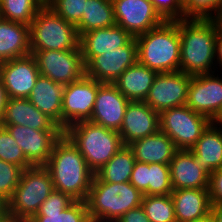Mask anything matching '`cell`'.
<instances>
[{"mask_svg":"<svg viewBox=\"0 0 222 222\" xmlns=\"http://www.w3.org/2000/svg\"><path fill=\"white\" fill-rule=\"evenodd\" d=\"M44 167L51 175L55 190L70 195L74 200L86 201L94 173L64 133L55 142Z\"/></svg>","mask_w":222,"mask_h":222,"instance_id":"obj_1","label":"cell"},{"mask_svg":"<svg viewBox=\"0 0 222 222\" xmlns=\"http://www.w3.org/2000/svg\"><path fill=\"white\" fill-rule=\"evenodd\" d=\"M178 31L181 39L180 71L191 76L219 72L215 69L218 30L214 22L186 18L178 21Z\"/></svg>","mask_w":222,"mask_h":222,"instance_id":"obj_2","label":"cell"},{"mask_svg":"<svg viewBox=\"0 0 222 222\" xmlns=\"http://www.w3.org/2000/svg\"><path fill=\"white\" fill-rule=\"evenodd\" d=\"M138 62L157 73L180 71L181 39L178 21H164L136 37Z\"/></svg>","mask_w":222,"mask_h":222,"instance_id":"obj_3","label":"cell"},{"mask_svg":"<svg viewBox=\"0 0 222 222\" xmlns=\"http://www.w3.org/2000/svg\"><path fill=\"white\" fill-rule=\"evenodd\" d=\"M144 194L130 182L109 183L95 174L86 199L92 222H116L123 214L141 206Z\"/></svg>","mask_w":222,"mask_h":222,"instance_id":"obj_4","label":"cell"},{"mask_svg":"<svg viewBox=\"0 0 222 222\" xmlns=\"http://www.w3.org/2000/svg\"><path fill=\"white\" fill-rule=\"evenodd\" d=\"M64 134L78 148L94 174L124 146L117 131L91 121L70 125Z\"/></svg>","mask_w":222,"mask_h":222,"instance_id":"obj_5","label":"cell"},{"mask_svg":"<svg viewBox=\"0 0 222 222\" xmlns=\"http://www.w3.org/2000/svg\"><path fill=\"white\" fill-rule=\"evenodd\" d=\"M30 50H75L80 37L76 26L44 4L29 25Z\"/></svg>","mask_w":222,"mask_h":222,"instance_id":"obj_6","label":"cell"},{"mask_svg":"<svg viewBox=\"0 0 222 222\" xmlns=\"http://www.w3.org/2000/svg\"><path fill=\"white\" fill-rule=\"evenodd\" d=\"M53 190L51 175L44 166L24 169L19 185L6 202V212L12 217H34Z\"/></svg>","mask_w":222,"mask_h":222,"instance_id":"obj_7","label":"cell"},{"mask_svg":"<svg viewBox=\"0 0 222 222\" xmlns=\"http://www.w3.org/2000/svg\"><path fill=\"white\" fill-rule=\"evenodd\" d=\"M159 122L178 150H190L212 121L184 105L160 112Z\"/></svg>","mask_w":222,"mask_h":222,"instance_id":"obj_8","label":"cell"},{"mask_svg":"<svg viewBox=\"0 0 222 222\" xmlns=\"http://www.w3.org/2000/svg\"><path fill=\"white\" fill-rule=\"evenodd\" d=\"M39 73L56 83L68 85L85 75L80 46L75 50L31 51Z\"/></svg>","mask_w":222,"mask_h":222,"instance_id":"obj_9","label":"cell"},{"mask_svg":"<svg viewBox=\"0 0 222 222\" xmlns=\"http://www.w3.org/2000/svg\"><path fill=\"white\" fill-rule=\"evenodd\" d=\"M99 82L84 75L65 86L62 100V130L81 121H89L98 93Z\"/></svg>","mask_w":222,"mask_h":222,"instance_id":"obj_10","label":"cell"},{"mask_svg":"<svg viewBox=\"0 0 222 222\" xmlns=\"http://www.w3.org/2000/svg\"><path fill=\"white\" fill-rule=\"evenodd\" d=\"M191 77L181 71L158 73L144 102L158 113L186 105Z\"/></svg>","mask_w":222,"mask_h":222,"instance_id":"obj_11","label":"cell"},{"mask_svg":"<svg viewBox=\"0 0 222 222\" xmlns=\"http://www.w3.org/2000/svg\"><path fill=\"white\" fill-rule=\"evenodd\" d=\"M112 4L116 24L134 38L164 22L150 0H112Z\"/></svg>","mask_w":222,"mask_h":222,"instance_id":"obj_12","label":"cell"},{"mask_svg":"<svg viewBox=\"0 0 222 222\" xmlns=\"http://www.w3.org/2000/svg\"><path fill=\"white\" fill-rule=\"evenodd\" d=\"M138 61L136 38L126 45L94 56L85 65V75L100 83H114L130 66Z\"/></svg>","mask_w":222,"mask_h":222,"instance_id":"obj_13","label":"cell"},{"mask_svg":"<svg viewBox=\"0 0 222 222\" xmlns=\"http://www.w3.org/2000/svg\"><path fill=\"white\" fill-rule=\"evenodd\" d=\"M186 106L213 121L222 110V76L218 72L192 76Z\"/></svg>","mask_w":222,"mask_h":222,"instance_id":"obj_14","label":"cell"},{"mask_svg":"<svg viewBox=\"0 0 222 222\" xmlns=\"http://www.w3.org/2000/svg\"><path fill=\"white\" fill-rule=\"evenodd\" d=\"M0 126L9 131L33 166H44L47 163L55 142L64 133L63 130H36L23 125Z\"/></svg>","mask_w":222,"mask_h":222,"instance_id":"obj_15","label":"cell"},{"mask_svg":"<svg viewBox=\"0 0 222 222\" xmlns=\"http://www.w3.org/2000/svg\"><path fill=\"white\" fill-rule=\"evenodd\" d=\"M39 75L31 54L0 63V78L10 98H28Z\"/></svg>","mask_w":222,"mask_h":222,"instance_id":"obj_16","label":"cell"},{"mask_svg":"<svg viewBox=\"0 0 222 222\" xmlns=\"http://www.w3.org/2000/svg\"><path fill=\"white\" fill-rule=\"evenodd\" d=\"M130 101L113 83H100L89 121L119 132Z\"/></svg>","mask_w":222,"mask_h":222,"instance_id":"obj_17","label":"cell"},{"mask_svg":"<svg viewBox=\"0 0 222 222\" xmlns=\"http://www.w3.org/2000/svg\"><path fill=\"white\" fill-rule=\"evenodd\" d=\"M33 218L36 222H92L86 201L74 200L70 195L55 189Z\"/></svg>","mask_w":222,"mask_h":222,"instance_id":"obj_18","label":"cell"},{"mask_svg":"<svg viewBox=\"0 0 222 222\" xmlns=\"http://www.w3.org/2000/svg\"><path fill=\"white\" fill-rule=\"evenodd\" d=\"M160 130L159 113L144 101H130L118 132L124 146L157 133Z\"/></svg>","mask_w":222,"mask_h":222,"instance_id":"obj_19","label":"cell"},{"mask_svg":"<svg viewBox=\"0 0 222 222\" xmlns=\"http://www.w3.org/2000/svg\"><path fill=\"white\" fill-rule=\"evenodd\" d=\"M169 167L173 190L208 189L210 173L197 163L190 150H178L169 163Z\"/></svg>","mask_w":222,"mask_h":222,"instance_id":"obj_20","label":"cell"},{"mask_svg":"<svg viewBox=\"0 0 222 222\" xmlns=\"http://www.w3.org/2000/svg\"><path fill=\"white\" fill-rule=\"evenodd\" d=\"M133 37L119 25L94 29L80 36L79 46L86 65L94 56L126 45Z\"/></svg>","mask_w":222,"mask_h":222,"instance_id":"obj_21","label":"cell"},{"mask_svg":"<svg viewBox=\"0 0 222 222\" xmlns=\"http://www.w3.org/2000/svg\"><path fill=\"white\" fill-rule=\"evenodd\" d=\"M145 195H170L169 164L135 162L129 181Z\"/></svg>","mask_w":222,"mask_h":222,"instance_id":"obj_22","label":"cell"},{"mask_svg":"<svg viewBox=\"0 0 222 222\" xmlns=\"http://www.w3.org/2000/svg\"><path fill=\"white\" fill-rule=\"evenodd\" d=\"M65 85L39 75L28 100L62 129V100Z\"/></svg>","mask_w":222,"mask_h":222,"instance_id":"obj_23","label":"cell"},{"mask_svg":"<svg viewBox=\"0 0 222 222\" xmlns=\"http://www.w3.org/2000/svg\"><path fill=\"white\" fill-rule=\"evenodd\" d=\"M0 125H23L36 130H62L27 98H9Z\"/></svg>","mask_w":222,"mask_h":222,"instance_id":"obj_24","label":"cell"},{"mask_svg":"<svg viewBox=\"0 0 222 222\" xmlns=\"http://www.w3.org/2000/svg\"><path fill=\"white\" fill-rule=\"evenodd\" d=\"M170 195L177 222H193L211 212L208 189H176Z\"/></svg>","mask_w":222,"mask_h":222,"instance_id":"obj_25","label":"cell"},{"mask_svg":"<svg viewBox=\"0 0 222 222\" xmlns=\"http://www.w3.org/2000/svg\"><path fill=\"white\" fill-rule=\"evenodd\" d=\"M134 158L141 163L169 164L178 151L174 142L164 132L157 133L133 141L128 145Z\"/></svg>","mask_w":222,"mask_h":222,"instance_id":"obj_26","label":"cell"},{"mask_svg":"<svg viewBox=\"0 0 222 222\" xmlns=\"http://www.w3.org/2000/svg\"><path fill=\"white\" fill-rule=\"evenodd\" d=\"M31 54L29 26L0 20V63Z\"/></svg>","mask_w":222,"mask_h":222,"instance_id":"obj_27","label":"cell"},{"mask_svg":"<svg viewBox=\"0 0 222 222\" xmlns=\"http://www.w3.org/2000/svg\"><path fill=\"white\" fill-rule=\"evenodd\" d=\"M158 73L138 61L113 83L129 101H145Z\"/></svg>","mask_w":222,"mask_h":222,"instance_id":"obj_28","label":"cell"},{"mask_svg":"<svg viewBox=\"0 0 222 222\" xmlns=\"http://www.w3.org/2000/svg\"><path fill=\"white\" fill-rule=\"evenodd\" d=\"M190 151L210 174L222 168V128L211 122Z\"/></svg>","mask_w":222,"mask_h":222,"instance_id":"obj_29","label":"cell"},{"mask_svg":"<svg viewBox=\"0 0 222 222\" xmlns=\"http://www.w3.org/2000/svg\"><path fill=\"white\" fill-rule=\"evenodd\" d=\"M116 25L112 0H86L85 12L76 25L79 37L94 29Z\"/></svg>","mask_w":222,"mask_h":222,"instance_id":"obj_30","label":"cell"},{"mask_svg":"<svg viewBox=\"0 0 222 222\" xmlns=\"http://www.w3.org/2000/svg\"><path fill=\"white\" fill-rule=\"evenodd\" d=\"M135 162L133 151L123 146L95 175L103 182H129Z\"/></svg>","mask_w":222,"mask_h":222,"instance_id":"obj_31","label":"cell"},{"mask_svg":"<svg viewBox=\"0 0 222 222\" xmlns=\"http://www.w3.org/2000/svg\"><path fill=\"white\" fill-rule=\"evenodd\" d=\"M45 0H0L1 18L30 25Z\"/></svg>","mask_w":222,"mask_h":222,"instance_id":"obj_32","label":"cell"},{"mask_svg":"<svg viewBox=\"0 0 222 222\" xmlns=\"http://www.w3.org/2000/svg\"><path fill=\"white\" fill-rule=\"evenodd\" d=\"M141 206L150 222H177L171 195H145Z\"/></svg>","mask_w":222,"mask_h":222,"instance_id":"obj_33","label":"cell"},{"mask_svg":"<svg viewBox=\"0 0 222 222\" xmlns=\"http://www.w3.org/2000/svg\"><path fill=\"white\" fill-rule=\"evenodd\" d=\"M0 159L5 162L16 164L24 169L33 166L26 159L22 149L16 143L9 131L2 126H0Z\"/></svg>","mask_w":222,"mask_h":222,"instance_id":"obj_34","label":"cell"},{"mask_svg":"<svg viewBox=\"0 0 222 222\" xmlns=\"http://www.w3.org/2000/svg\"><path fill=\"white\" fill-rule=\"evenodd\" d=\"M23 167L0 159V198L7 202L19 185Z\"/></svg>","mask_w":222,"mask_h":222,"instance_id":"obj_35","label":"cell"},{"mask_svg":"<svg viewBox=\"0 0 222 222\" xmlns=\"http://www.w3.org/2000/svg\"><path fill=\"white\" fill-rule=\"evenodd\" d=\"M45 4L65 21L76 26L85 12L86 0H45Z\"/></svg>","mask_w":222,"mask_h":222,"instance_id":"obj_36","label":"cell"},{"mask_svg":"<svg viewBox=\"0 0 222 222\" xmlns=\"http://www.w3.org/2000/svg\"><path fill=\"white\" fill-rule=\"evenodd\" d=\"M221 4L222 0H182L184 19H210Z\"/></svg>","mask_w":222,"mask_h":222,"instance_id":"obj_37","label":"cell"},{"mask_svg":"<svg viewBox=\"0 0 222 222\" xmlns=\"http://www.w3.org/2000/svg\"><path fill=\"white\" fill-rule=\"evenodd\" d=\"M164 21H179L184 19L182 0H150Z\"/></svg>","mask_w":222,"mask_h":222,"instance_id":"obj_38","label":"cell"},{"mask_svg":"<svg viewBox=\"0 0 222 222\" xmlns=\"http://www.w3.org/2000/svg\"><path fill=\"white\" fill-rule=\"evenodd\" d=\"M208 191L211 205L222 204V168L210 174Z\"/></svg>","mask_w":222,"mask_h":222,"instance_id":"obj_39","label":"cell"},{"mask_svg":"<svg viewBox=\"0 0 222 222\" xmlns=\"http://www.w3.org/2000/svg\"><path fill=\"white\" fill-rule=\"evenodd\" d=\"M116 222H150L142 206L131 209L123 214Z\"/></svg>","mask_w":222,"mask_h":222,"instance_id":"obj_40","label":"cell"},{"mask_svg":"<svg viewBox=\"0 0 222 222\" xmlns=\"http://www.w3.org/2000/svg\"><path fill=\"white\" fill-rule=\"evenodd\" d=\"M9 98L8 92L6 91V88L4 87V84L0 78V123L3 119Z\"/></svg>","mask_w":222,"mask_h":222,"instance_id":"obj_41","label":"cell"},{"mask_svg":"<svg viewBox=\"0 0 222 222\" xmlns=\"http://www.w3.org/2000/svg\"><path fill=\"white\" fill-rule=\"evenodd\" d=\"M215 60H216V66L219 64V68L222 69V32L218 31L217 37H216V49H215Z\"/></svg>","mask_w":222,"mask_h":222,"instance_id":"obj_42","label":"cell"},{"mask_svg":"<svg viewBox=\"0 0 222 222\" xmlns=\"http://www.w3.org/2000/svg\"><path fill=\"white\" fill-rule=\"evenodd\" d=\"M210 19L214 22L217 30L222 32V4L217 8V11Z\"/></svg>","mask_w":222,"mask_h":222,"instance_id":"obj_43","label":"cell"},{"mask_svg":"<svg viewBox=\"0 0 222 222\" xmlns=\"http://www.w3.org/2000/svg\"><path fill=\"white\" fill-rule=\"evenodd\" d=\"M211 212L216 222H222V204L211 205Z\"/></svg>","mask_w":222,"mask_h":222,"instance_id":"obj_44","label":"cell"},{"mask_svg":"<svg viewBox=\"0 0 222 222\" xmlns=\"http://www.w3.org/2000/svg\"><path fill=\"white\" fill-rule=\"evenodd\" d=\"M193 222H216L212 212L208 213L206 216L196 219Z\"/></svg>","mask_w":222,"mask_h":222,"instance_id":"obj_45","label":"cell"},{"mask_svg":"<svg viewBox=\"0 0 222 222\" xmlns=\"http://www.w3.org/2000/svg\"><path fill=\"white\" fill-rule=\"evenodd\" d=\"M12 222H36L33 217H12Z\"/></svg>","mask_w":222,"mask_h":222,"instance_id":"obj_46","label":"cell"},{"mask_svg":"<svg viewBox=\"0 0 222 222\" xmlns=\"http://www.w3.org/2000/svg\"><path fill=\"white\" fill-rule=\"evenodd\" d=\"M216 126H219L222 128V110L219 112V114L215 117V119L212 121Z\"/></svg>","mask_w":222,"mask_h":222,"instance_id":"obj_47","label":"cell"},{"mask_svg":"<svg viewBox=\"0 0 222 222\" xmlns=\"http://www.w3.org/2000/svg\"><path fill=\"white\" fill-rule=\"evenodd\" d=\"M0 222H12V216H10L7 212H5V213L0 217Z\"/></svg>","mask_w":222,"mask_h":222,"instance_id":"obj_48","label":"cell"},{"mask_svg":"<svg viewBox=\"0 0 222 222\" xmlns=\"http://www.w3.org/2000/svg\"><path fill=\"white\" fill-rule=\"evenodd\" d=\"M6 212V202L0 198V217Z\"/></svg>","mask_w":222,"mask_h":222,"instance_id":"obj_49","label":"cell"}]
</instances>
